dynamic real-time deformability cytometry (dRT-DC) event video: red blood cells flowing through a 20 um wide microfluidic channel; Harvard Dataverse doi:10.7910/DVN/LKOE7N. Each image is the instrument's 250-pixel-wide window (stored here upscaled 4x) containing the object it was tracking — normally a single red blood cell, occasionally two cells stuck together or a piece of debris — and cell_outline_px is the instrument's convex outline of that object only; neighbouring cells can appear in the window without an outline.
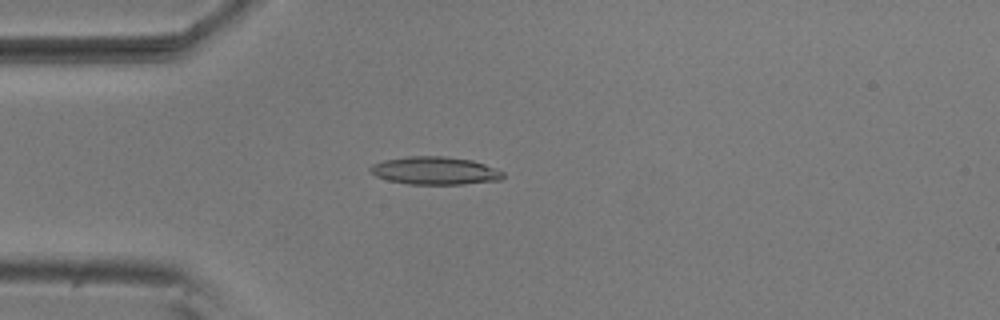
{"species": "common noctule bat (a hibernating species)", "species_latin": "Nyctalus noctula", "temperature_condition": "room temperature", "stored_images_in_passage": 54, "camera_frame_rate_fps": 3000, "um_per_image_px": 0.085, "animal": {"sex": "male", "body_mass_g": 20.5, "forearm_length_mm": 52.5}, "frame": {"image": 1, "passage_image": 14, "time_ms": 4.333, "image_size_px": [1000, 320], "cell_outline_px": [[504, 176], [500, 180], [464, 184], [408, 184], [388, 180], [376, 176], [368, 168], [372, 164], [384, 160], [408, 156], [444, 156], [472, 160], [496, 168], [504, 172]], "centroid_in_image_um": [36.98, 14.5], "position_along_channel_um": 48.0, "area_um2": 21.56}}
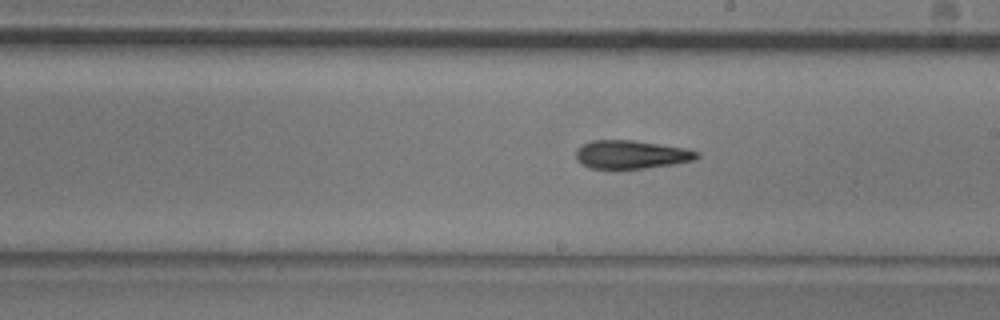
{"frame": {"image": 2, "passage_image": 30, "time_ms": 9.667, "image_size_px": [1000, 320], "cell_outline_px": [[700, 156], [696, 160], [672, 164], [616, 172], [588, 168], [576, 156], [576, 148], [592, 140], [632, 140], [684, 148], [700, 152]], "centroid_in_image_um": [53.63, 13.18], "position_along_channel_um": 235.4, "area_um2": 20.52}}
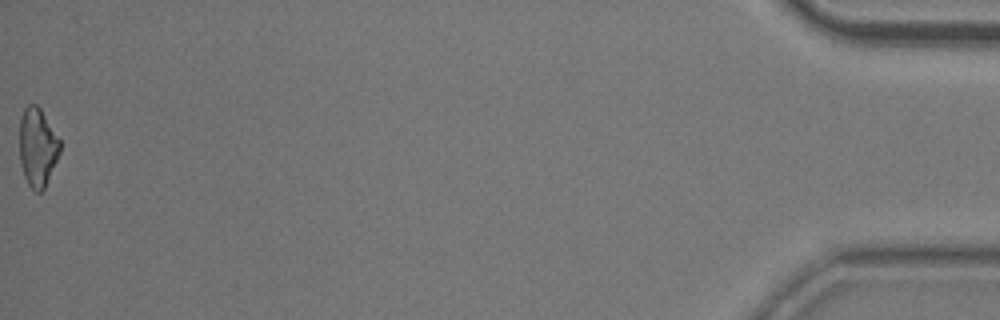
{"frame": {"image": 3, "passage_image": 54, "time_ms": 17.667, "image_size_px": [1000, 320], "cell_outline_px": [[60, 152], [44, 188], [40, 192], [36, 192], [28, 184], [24, 176], [20, 164], [20, 116], [24, 108], [28, 104], [36, 104], [40, 108], [60, 140]], "centroid_in_image_um": [3.17, 12.5], "position_along_channel_um": 432.0, "area_um2": 18.38}, "authors_computed_cell_mechanics": {"area_um2": 20.0566, "velocity_mm_per_s": 3.7296, "shape_relaxation_time_tau1_ms": 6.3693, "shape_relaxation_time_tau2_ms": 6.8379, "deformation_change_tau1": 0.1655, "deformation_change_tau2": 0.2055}}